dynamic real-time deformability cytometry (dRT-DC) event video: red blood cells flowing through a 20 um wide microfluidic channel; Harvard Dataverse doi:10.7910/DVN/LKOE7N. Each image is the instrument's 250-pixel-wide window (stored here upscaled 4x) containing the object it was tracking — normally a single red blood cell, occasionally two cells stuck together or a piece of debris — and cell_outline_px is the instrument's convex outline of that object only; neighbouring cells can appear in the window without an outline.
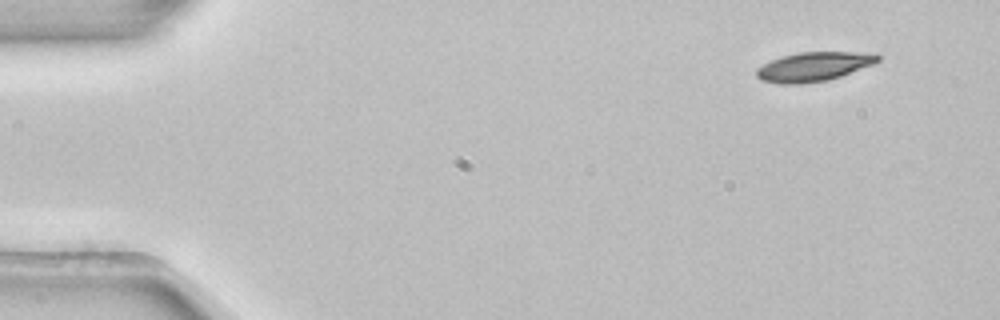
{"species": "common noctule bat (a hibernating species)", "species_latin": "Nyctalus noctula", "temperature_condition": "room temperature", "stored_images_in_passage": 5, "camera_frame_rate_fps": 3000, "um_per_image_px": 0.085, "animal": {"sex": "female", "body_mass_g": 22.7, "forearm_length_mm": 54.2}, "frame": {"image": 1, "passage_image": 1, "time_ms": 0.0, "image_size_px": [1000, 320], "cell_outline_px": [[880, 60], [872, 64], [840, 76], [828, 80], [804, 84], [780, 84], [760, 80], [756, 76], [756, 68], [772, 60], [784, 56], [800, 52], [876, 52], [880, 56]], "centroid_in_image_um": [69.17, 5.67], "position_along_channel_um": 15.8, "area_um2": 20.63}}
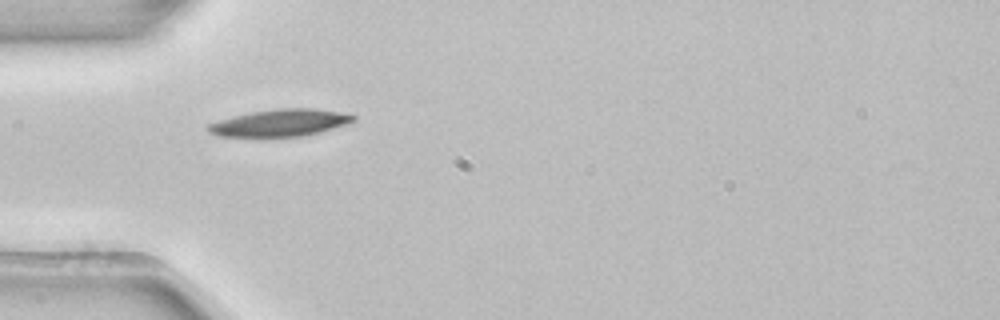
{"frame": {"image": 2, "passage_image": 4, "time_ms": 1.0, "image_size_px": [1000, 320], "cell_outline_px": [[356, 120], [348, 124], [320, 132], [300, 136], [216, 136], [208, 132], [204, 128], [208, 124], [232, 116], [252, 112], [276, 108], [316, 108], [356, 116]], "centroid_in_image_um": [23.79, 10.44], "position_along_channel_um": 61.2, "area_um2": 22.77}}